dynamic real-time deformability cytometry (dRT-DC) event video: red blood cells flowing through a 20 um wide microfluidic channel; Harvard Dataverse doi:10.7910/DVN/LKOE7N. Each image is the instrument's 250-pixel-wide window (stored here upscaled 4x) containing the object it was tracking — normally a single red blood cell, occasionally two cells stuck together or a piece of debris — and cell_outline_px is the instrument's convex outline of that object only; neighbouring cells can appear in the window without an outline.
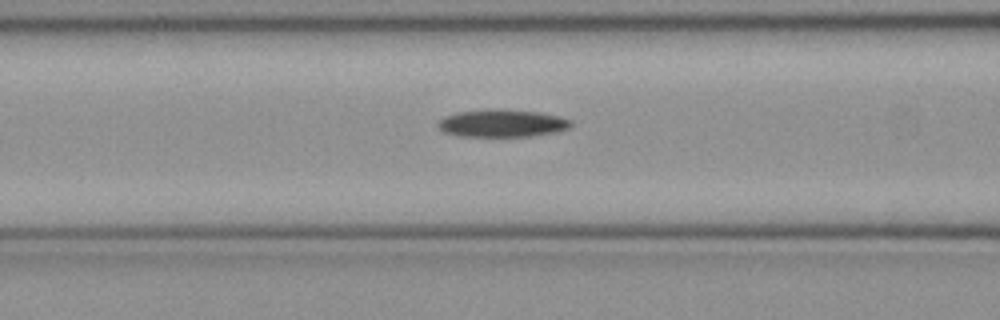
{"species": "common noctule bat (a hibernating species)", "species_latin": "Nyctalus noctula", "temperature_condition": "cold", "stored_images_in_passage": 38, "camera_frame_rate_fps": 3000, "um_per_image_px": 0.085, "animal": {"sex": "female", "body_mass_g": 21.9}, "frame": {"image": 1, "passage_image": 7, "time_ms": 2.0, "image_size_px": [1000, 320], "cell_outline_px": [[572, 124], [568, 128], [556, 132], [532, 136], [456, 136], [444, 132], [436, 124], [444, 116], [456, 112], [492, 108], [540, 112], [560, 116], [572, 120]], "centroid_in_image_um": [42.67, 10.47], "position_along_channel_um": 123.9, "area_um2": 21.56}}
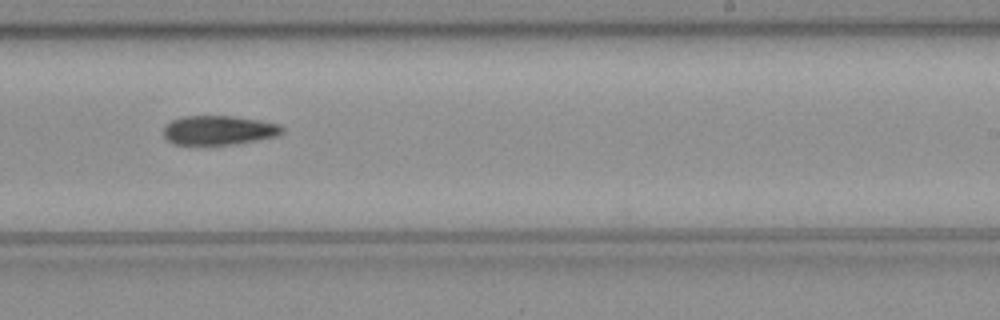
{"frame": {"image": 2, "passage_image": 18, "time_ms": 5.667, "image_size_px": [1000, 320], "cell_outline_px": [[284, 132], [276, 136], [256, 140], [228, 144], [172, 144], [164, 136], [164, 128], [172, 120], [184, 116], [232, 116], [260, 120], [276, 124], [284, 128]], "centroid_in_image_um": [18.59, 11.06], "position_along_channel_um": 270.4, "area_um2": 19.88}}
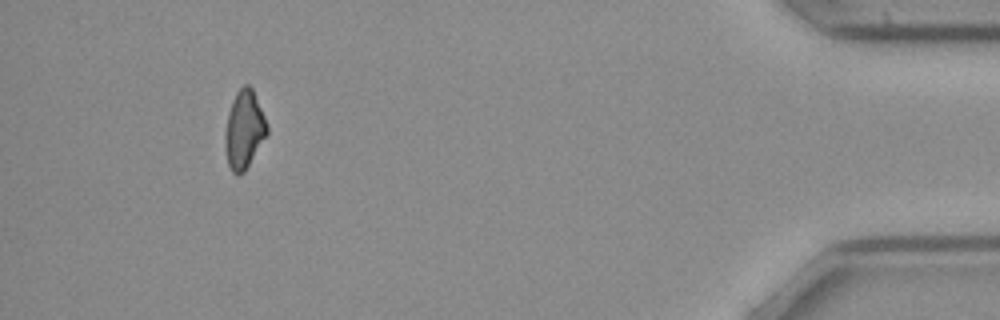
{"frame": {"image": 3, "passage_image": 34, "time_ms": 11.0, "image_size_px": [1000, 320], "cell_outline_px": [[268, 132], [244, 172], [232, 172], [228, 164], [224, 144], [224, 132], [228, 112], [232, 100], [236, 92], [244, 84], [248, 84], [252, 88], [264, 116], [268, 128]], "centroid_in_image_um": [20.72, 10.98], "position_along_channel_um": 414.5, "area_um2": 18.84}, "authors_computed_cell_mechanics": {"area_um2": 20.3745, "velocity_mm_per_s": 3.9904, "shape_relaxation_time_tau1_ms": 10.5262, "shape_relaxation_time_tau2_ms": null, "deformation_change_tau1": 0.201, "deformation_change_tau2": null}}